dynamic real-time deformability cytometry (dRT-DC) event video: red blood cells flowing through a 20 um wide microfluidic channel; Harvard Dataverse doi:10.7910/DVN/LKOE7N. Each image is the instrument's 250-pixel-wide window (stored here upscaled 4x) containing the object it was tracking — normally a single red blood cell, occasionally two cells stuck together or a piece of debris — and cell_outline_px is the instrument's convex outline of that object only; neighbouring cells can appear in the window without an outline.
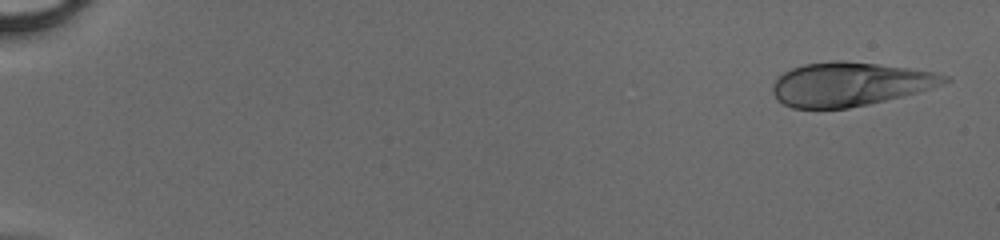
{"species": "human", "species_latin": "Homo sapiens", "temperature_condition": "cold", "stored_images_in_passage": 49, "camera_frame_rate_fps": 3000, "um_per_image_px": 0.085, "donor": {"sex": "male"}, "frame": {"image": 1, "passage_image": 2, "time_ms": 0.333, "image_size_px": [1000, 240], "cell_outline_px": [[952, 80], [916, 92], [868, 104], [848, 108], [792, 108], [784, 104], [772, 92], [772, 84], [784, 72], [792, 68], [804, 64], [832, 60], [840, 60], [876, 64], [932, 72], [948, 76]], "centroid_in_image_um": [72.17, 7.15], "position_along_channel_um": 12.8, "area_um2": 43.0}}
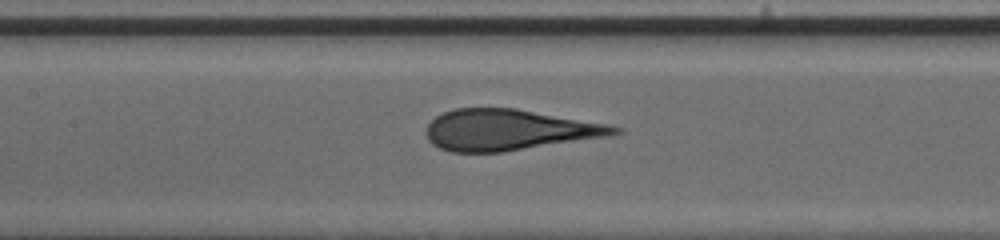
{"frame": {"image": 2, "passage_image": 25, "time_ms": 8.0, "image_size_px": [1000, 240], "cell_outline_px": [[624, 132], [608, 136], [500, 152], [452, 152], [440, 148], [432, 144], [428, 140], [424, 132], [428, 124], [436, 116], [444, 112], [456, 108], [516, 108], [608, 124], [624, 128]], "centroid_in_image_um": [43.24, 11.03], "position_along_channel_um": 164.2, "area_um2": 44.8}}
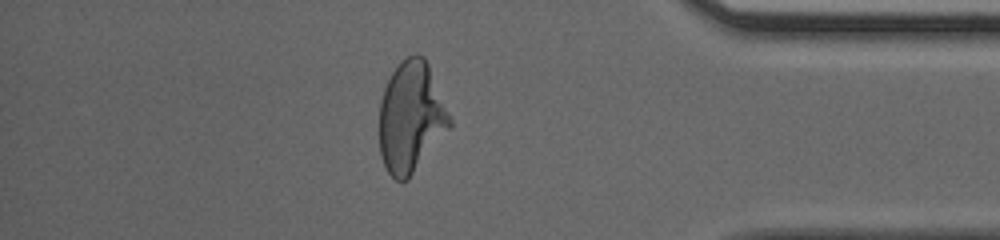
{"frame": {"image": 3, "passage_image": 43, "time_ms": 14.0, "image_size_px": [1000, 240], "cell_outline_px": [[452, 128], [408, 180], [396, 180], [388, 172], [384, 164], [380, 152], [380, 100], [384, 88], [392, 72], [408, 56], [416, 52], [424, 56], [428, 64], [452, 120]], "centroid_in_image_um": [34.96, 9.99], "position_along_channel_um": 400.2, "area_um2": 45.49}}